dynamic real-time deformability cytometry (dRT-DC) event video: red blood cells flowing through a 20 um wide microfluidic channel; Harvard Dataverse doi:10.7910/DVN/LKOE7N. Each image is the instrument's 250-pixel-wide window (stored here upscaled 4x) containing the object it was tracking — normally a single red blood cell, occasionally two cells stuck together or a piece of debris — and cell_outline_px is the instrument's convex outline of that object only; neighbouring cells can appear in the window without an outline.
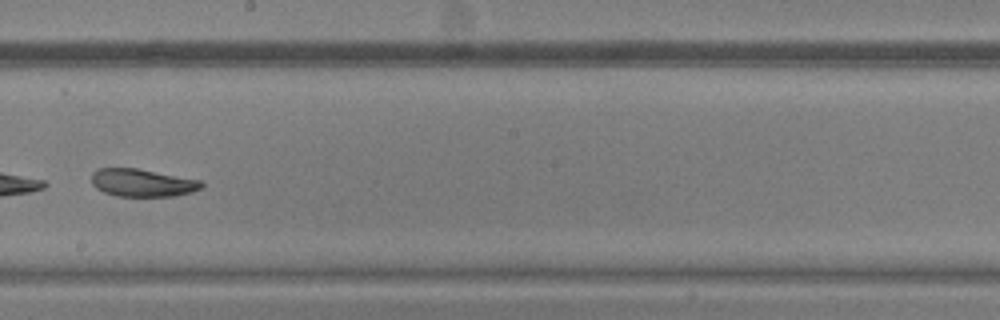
{"species": "common noctule bat (a hibernating species)", "species_latin": "Nyctalus noctula", "temperature_condition": "warm", "stored_images_in_passage": 31, "camera_frame_rate_fps": 3000, "um_per_image_px": 0.085, "animal": {"sex": "male", "body_mass_g": 20.5, "forearm_length_mm": 52.5}, "frame": {"image": 1, "passage_image": 18, "time_ms": 5.667, "image_size_px": [1000, 320], "cell_outline_px": [[204, 184], [200, 188], [192, 192], [176, 196], [116, 196], [104, 192], [96, 188], [92, 184], [92, 172], [96, 168], [136, 168], [200, 180]], "centroid_in_image_um": [12.07, 15.53], "position_along_channel_um": 236.1, "area_um2": 17.74}}